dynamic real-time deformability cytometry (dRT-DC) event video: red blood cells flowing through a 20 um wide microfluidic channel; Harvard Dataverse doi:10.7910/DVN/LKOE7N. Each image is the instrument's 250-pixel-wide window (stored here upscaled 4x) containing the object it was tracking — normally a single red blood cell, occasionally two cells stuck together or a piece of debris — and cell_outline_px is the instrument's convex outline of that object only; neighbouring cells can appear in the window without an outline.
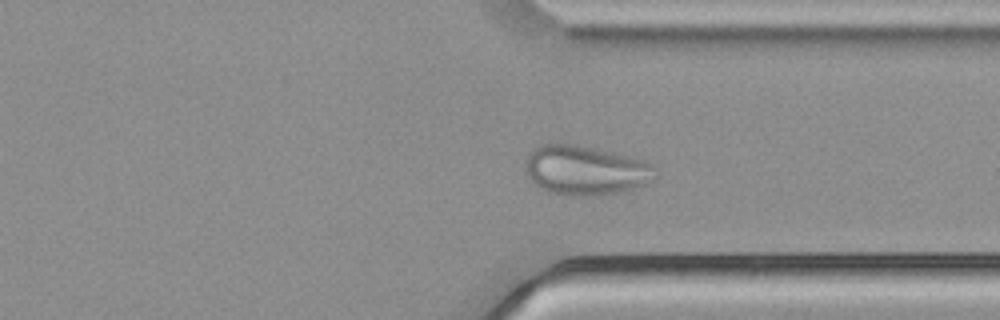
{"species": "common noctule bat (a hibernating species)", "species_latin": "Nyctalus noctula", "temperature_condition": "cold", "stored_images_in_passage": 45, "camera_frame_rate_fps": 3000, "um_per_image_px": 0.085, "animal": {"sex": "male", "body_mass_g": 21.5, "forearm_length_mm": 52.0}, "frame": {"image": 1, "passage_image": 32, "time_ms": 10.333, "image_size_px": [1000, 320], "cell_outline_px": [[660, 176], [644, 184], [616, 192], [596, 196], [568, 196], [548, 192], [532, 184], [528, 176], [524, 164], [532, 148], [540, 144], [556, 140], [576, 144], [632, 156], [644, 160], [652, 164], [656, 168]], "centroid_in_image_um": [49.72, 14.44], "position_along_channel_um": 361.7, "area_um2": 38.49}}